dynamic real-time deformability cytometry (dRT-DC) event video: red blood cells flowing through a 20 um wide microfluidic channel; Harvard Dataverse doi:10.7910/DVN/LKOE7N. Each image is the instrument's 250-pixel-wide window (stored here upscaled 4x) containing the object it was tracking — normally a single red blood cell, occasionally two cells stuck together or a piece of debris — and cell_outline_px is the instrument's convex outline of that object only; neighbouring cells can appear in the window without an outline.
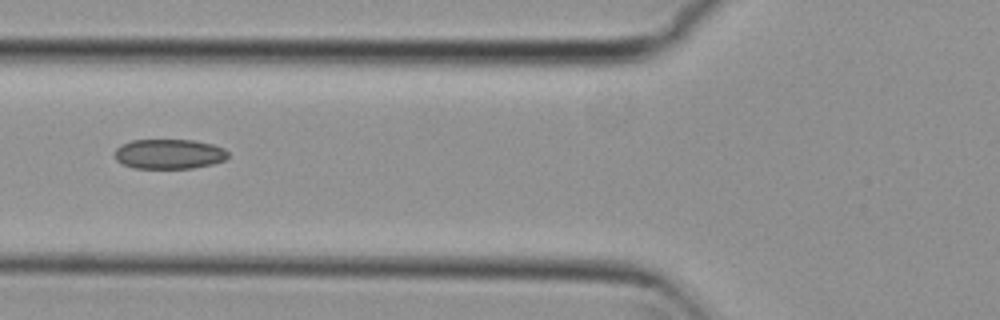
{"species": "common noctule bat (a hibernating species)", "species_latin": "Nyctalus noctula", "temperature_condition": "cold", "stored_images_in_passage": 4, "camera_frame_rate_fps": 3000, "um_per_image_px": 0.085, "animal": {"sex": "female", "body_mass_g": 29.2, "forearm_length_mm": 56.3}, "frame": {"image": 1, "passage_image": 4, "time_ms": 1.0, "image_size_px": [1000, 320], "cell_outline_px": [[228, 156], [224, 160], [212, 164], [192, 168], [132, 168], [116, 160], [116, 148], [120, 144], [132, 140], [192, 140], [212, 144], [224, 148], [228, 152]], "centroid_in_image_um": [14.37, 13.09], "position_along_channel_um": 111.4, "area_um2": 19.65}}